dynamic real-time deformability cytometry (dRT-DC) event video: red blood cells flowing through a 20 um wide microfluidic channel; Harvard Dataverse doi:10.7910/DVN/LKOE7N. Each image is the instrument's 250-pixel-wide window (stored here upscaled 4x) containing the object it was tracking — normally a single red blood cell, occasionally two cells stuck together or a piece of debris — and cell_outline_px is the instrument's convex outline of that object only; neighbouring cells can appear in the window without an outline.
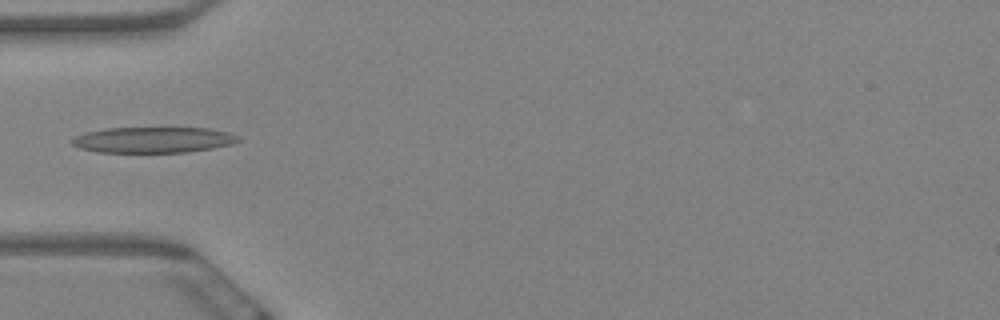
{"species": "Egyptian fruit bat (a non-hibernating species)", "species_latin": "Rousettus aegyptiacus", "temperature_condition": "warm", "stored_images_in_passage": 7, "camera_frame_rate_fps": 3000, "um_per_image_px": 0.085, "animal": {"sex": "female"}, "frame": {"image": 1, "passage_image": 5, "time_ms": 1.333, "image_size_px": [1000, 320], "cell_outline_px": [[240, 140], [232, 144], [212, 148], [184, 152], [100, 152], [80, 148], [72, 144], [72, 140], [76, 136], [88, 132], [104, 128], [208, 128], [228, 132], [240, 136]], "centroid_in_image_um": [13.06, 11.88], "position_along_channel_um": 71.9, "area_um2": 24.8}}
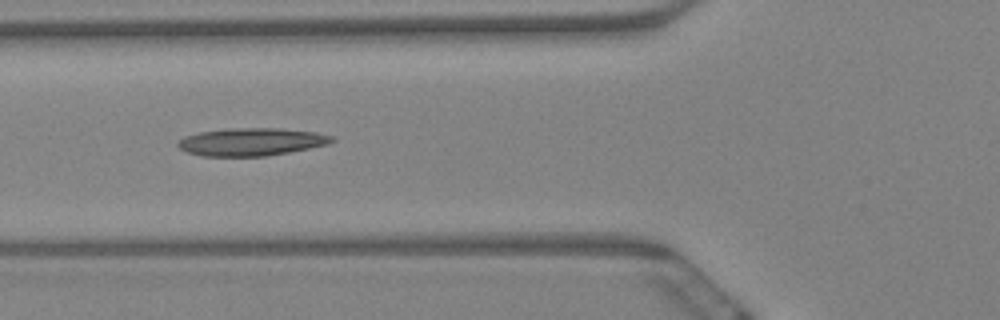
{"frame": {"image": 2, "passage_image": 6, "time_ms": 1.667, "image_size_px": [1000, 320], "cell_outline_px": [[336, 140], [328, 144], [288, 152], [264, 156], [204, 156], [188, 152], [180, 148], [176, 144], [184, 136], [200, 132], [224, 128], [280, 128], [316, 132], [332, 136]], "centroid_in_image_um": [21.36, 12.04], "position_along_channel_um": 104.4, "area_um2": 24.8}}
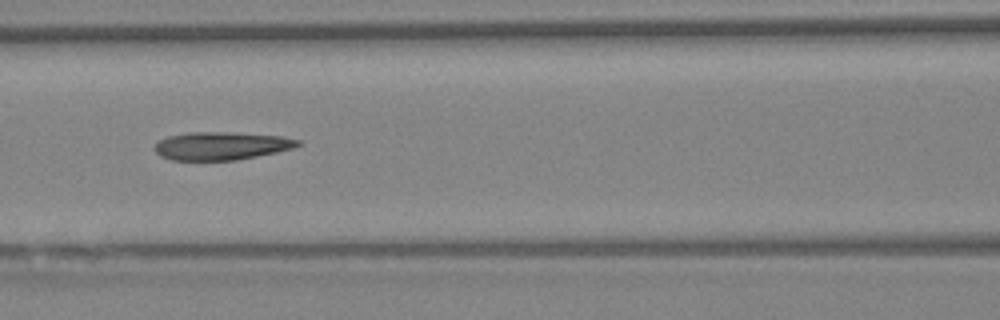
{"frame": {"image": 3, "passage_image": 7, "time_ms": 2.0, "image_size_px": [1000, 320], "cell_outline_px": [[300, 144], [292, 148], [276, 152], [236, 160], [172, 160], [160, 156], [152, 148], [160, 140], [168, 136], [188, 132], [228, 132], [280, 136], [300, 140]], "centroid_in_image_um": [18.76, 12.4], "position_along_channel_um": 147.8, "area_um2": 23.24}}